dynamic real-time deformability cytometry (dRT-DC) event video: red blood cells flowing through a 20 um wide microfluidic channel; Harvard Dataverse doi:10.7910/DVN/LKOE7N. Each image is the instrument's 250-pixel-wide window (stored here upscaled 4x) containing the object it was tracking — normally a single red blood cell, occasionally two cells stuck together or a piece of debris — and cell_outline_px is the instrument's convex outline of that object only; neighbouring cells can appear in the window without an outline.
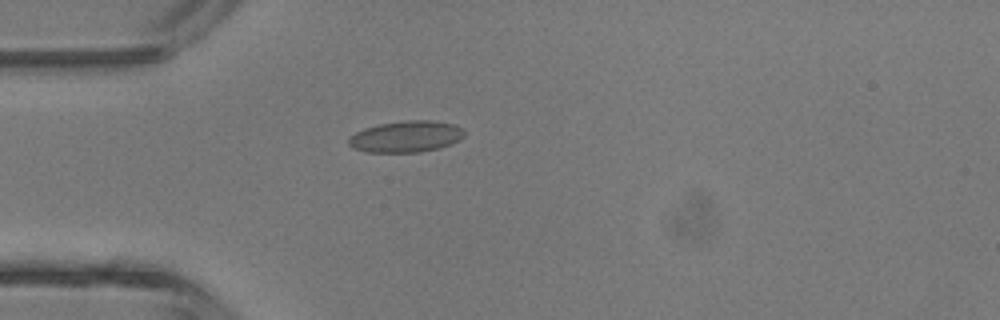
{"species": "common noctule bat (a hibernating species)", "species_latin": "Nyctalus noctula", "temperature_condition": "room temperature", "stored_images_in_passage": 1, "camera_frame_rate_fps": 3000, "um_per_image_px": 0.085, "animal": {"sex": "male", "body_mass_g": 13.3}, "frame": {"image": 1, "passage_image": 1, "time_ms": 0.0, "image_size_px": [1000, 320], "cell_outline_px": [[464, 136], [460, 140], [452, 144], [440, 148], [420, 152], [368, 152], [352, 148], [348, 144], [348, 140], [356, 132], [364, 128], [380, 124], [408, 120], [432, 120], [452, 124], [464, 128]], "centroid_in_image_um": [34.55, 11.61], "position_along_channel_um": 50.5, "area_um2": 21.21}}